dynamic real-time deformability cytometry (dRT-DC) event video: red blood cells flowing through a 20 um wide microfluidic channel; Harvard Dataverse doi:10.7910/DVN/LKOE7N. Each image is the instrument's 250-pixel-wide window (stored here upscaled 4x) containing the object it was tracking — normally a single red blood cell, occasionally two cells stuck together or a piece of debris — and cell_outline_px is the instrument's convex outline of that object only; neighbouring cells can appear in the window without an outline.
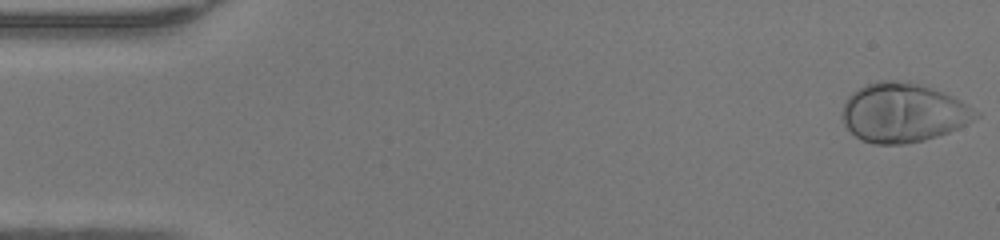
{"species": "human", "species_latin": "Homo sapiens", "temperature_condition": "warm", "stored_images_in_passage": 48, "camera_frame_rate_fps": 3000, "um_per_image_px": 0.085, "donor": {"sex": "female"}, "frame": {"image": 1, "passage_image": 1, "time_ms": 0.0, "image_size_px": [1000, 240], "cell_outline_px": [[980, 116], [968, 124], [948, 132], [924, 140], [904, 144], [872, 144], [860, 140], [844, 124], [840, 116], [840, 112], [844, 100], [852, 92], [864, 84], [880, 80], [908, 80], [920, 84], [952, 96], [960, 100], [980, 112]], "centroid_in_image_um": [76.73, 9.57], "position_along_channel_um": 8.3, "area_um2": 46.53}}
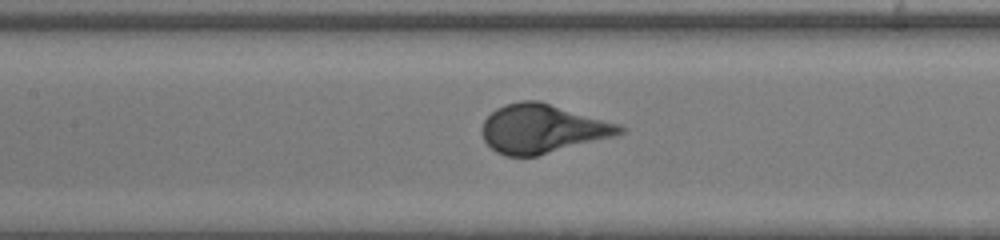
{"frame": {"image": 2, "passage_image": 22, "time_ms": 7.0, "image_size_px": [1000, 240], "cell_outline_px": [[624, 132], [612, 136], [536, 156], [504, 156], [496, 152], [484, 140], [480, 132], [480, 128], [484, 120], [496, 108], [504, 104], [520, 100], [540, 100], [620, 124], [624, 128]], "centroid_in_image_um": [46.05, 10.92], "position_along_channel_um": 161.4, "area_um2": 39.13}}
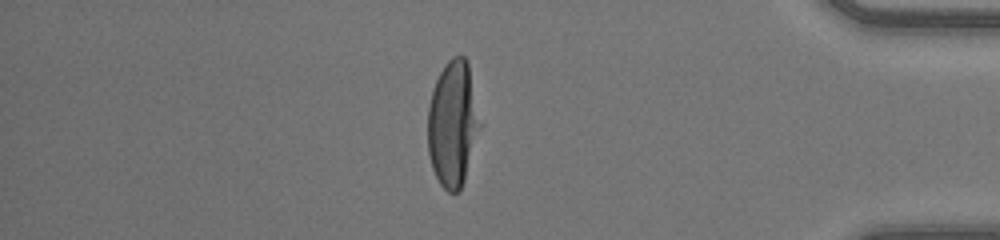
{"frame": {"image": 3, "passage_image": 41, "time_ms": 13.333, "image_size_px": [1000, 240], "cell_outline_px": [[484, 124], [460, 192], [448, 192], [440, 184], [432, 168], [428, 152], [428, 108], [432, 92], [436, 80], [444, 64], [452, 56], [464, 56], [468, 60]], "centroid_in_image_um": [38.56, 10.5], "position_along_channel_um": 396.6, "area_um2": 39.54}}